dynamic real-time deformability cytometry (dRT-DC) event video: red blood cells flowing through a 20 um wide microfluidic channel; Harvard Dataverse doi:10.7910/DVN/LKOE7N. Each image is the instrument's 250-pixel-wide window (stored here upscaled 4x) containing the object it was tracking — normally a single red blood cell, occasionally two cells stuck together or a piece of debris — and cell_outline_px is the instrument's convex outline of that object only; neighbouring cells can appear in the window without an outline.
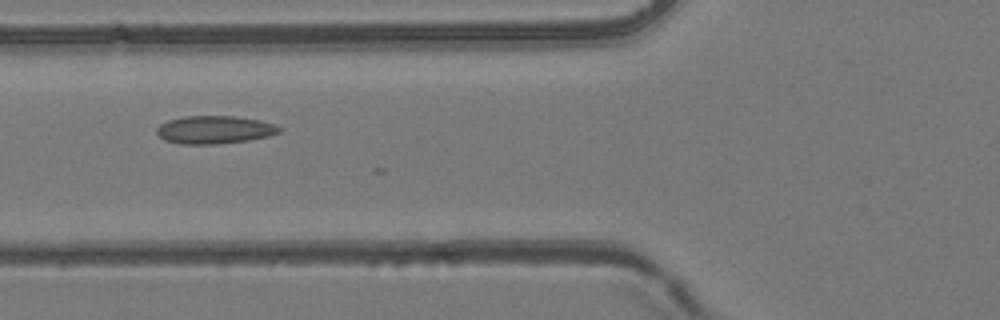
{"species": "common noctule bat (a hibernating species)", "species_latin": "Nyctalus noctula", "temperature_condition": "room temperature", "stored_images_in_passage": 6, "camera_frame_rate_fps": 3000, "um_per_image_px": 0.085, "animal": {"sex": "female", "body_mass_g": 24.6, "forearm_length_mm": 56.2}, "frame": {"image": 1, "passage_image": 6, "time_ms": 5.667, "image_size_px": [1000, 320], "cell_outline_px": [[280, 132], [268, 136], [248, 140], [216, 144], [180, 144], [164, 140], [156, 132], [156, 128], [160, 124], [168, 120], [184, 116], [236, 116], [260, 120], [272, 124], [280, 128]], "centroid_in_image_um": [18.19, 11.02], "position_along_channel_um": 107.6, "area_um2": 19.88}}